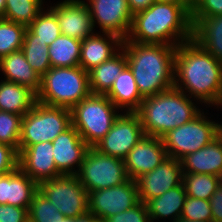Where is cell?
<instances>
[{
	"mask_svg": "<svg viewBox=\"0 0 222 222\" xmlns=\"http://www.w3.org/2000/svg\"><path fill=\"white\" fill-rule=\"evenodd\" d=\"M174 87L206 108H222V63L193 39L181 43L175 52Z\"/></svg>",
	"mask_w": 222,
	"mask_h": 222,
	"instance_id": "obj_1",
	"label": "cell"
},
{
	"mask_svg": "<svg viewBox=\"0 0 222 222\" xmlns=\"http://www.w3.org/2000/svg\"><path fill=\"white\" fill-rule=\"evenodd\" d=\"M192 39L191 13L181 4L156 1L133 15L129 34L123 41L178 46Z\"/></svg>",
	"mask_w": 222,
	"mask_h": 222,
	"instance_id": "obj_2",
	"label": "cell"
},
{
	"mask_svg": "<svg viewBox=\"0 0 222 222\" xmlns=\"http://www.w3.org/2000/svg\"><path fill=\"white\" fill-rule=\"evenodd\" d=\"M122 48L143 98L174 87L176 46L123 41Z\"/></svg>",
	"mask_w": 222,
	"mask_h": 222,
	"instance_id": "obj_3",
	"label": "cell"
},
{
	"mask_svg": "<svg viewBox=\"0 0 222 222\" xmlns=\"http://www.w3.org/2000/svg\"><path fill=\"white\" fill-rule=\"evenodd\" d=\"M197 102L200 104L185 92L172 87L154 96L145 97L135 113L145 135L161 138L170 130L198 116L203 109H199Z\"/></svg>",
	"mask_w": 222,
	"mask_h": 222,
	"instance_id": "obj_4",
	"label": "cell"
},
{
	"mask_svg": "<svg viewBox=\"0 0 222 222\" xmlns=\"http://www.w3.org/2000/svg\"><path fill=\"white\" fill-rule=\"evenodd\" d=\"M91 94L88 72L80 66L51 67L42 77L37 102L72 109Z\"/></svg>",
	"mask_w": 222,
	"mask_h": 222,
	"instance_id": "obj_5",
	"label": "cell"
},
{
	"mask_svg": "<svg viewBox=\"0 0 222 222\" xmlns=\"http://www.w3.org/2000/svg\"><path fill=\"white\" fill-rule=\"evenodd\" d=\"M120 113L105 94L91 93L71 109L72 126L89 147H94Z\"/></svg>",
	"mask_w": 222,
	"mask_h": 222,
	"instance_id": "obj_6",
	"label": "cell"
},
{
	"mask_svg": "<svg viewBox=\"0 0 222 222\" xmlns=\"http://www.w3.org/2000/svg\"><path fill=\"white\" fill-rule=\"evenodd\" d=\"M71 125V109L36 102L22 118L20 148L52 142Z\"/></svg>",
	"mask_w": 222,
	"mask_h": 222,
	"instance_id": "obj_7",
	"label": "cell"
},
{
	"mask_svg": "<svg viewBox=\"0 0 222 222\" xmlns=\"http://www.w3.org/2000/svg\"><path fill=\"white\" fill-rule=\"evenodd\" d=\"M209 118L211 119L203 110L190 122L170 130L161 137L168 157L180 161L214 140L222 132V122Z\"/></svg>",
	"mask_w": 222,
	"mask_h": 222,
	"instance_id": "obj_8",
	"label": "cell"
},
{
	"mask_svg": "<svg viewBox=\"0 0 222 222\" xmlns=\"http://www.w3.org/2000/svg\"><path fill=\"white\" fill-rule=\"evenodd\" d=\"M76 176L88 192L111 188L129 179L124 160L102 154L94 147L88 148Z\"/></svg>",
	"mask_w": 222,
	"mask_h": 222,
	"instance_id": "obj_9",
	"label": "cell"
},
{
	"mask_svg": "<svg viewBox=\"0 0 222 222\" xmlns=\"http://www.w3.org/2000/svg\"><path fill=\"white\" fill-rule=\"evenodd\" d=\"M38 191L65 217L76 218L88 212V191L76 175H61L42 181Z\"/></svg>",
	"mask_w": 222,
	"mask_h": 222,
	"instance_id": "obj_10",
	"label": "cell"
},
{
	"mask_svg": "<svg viewBox=\"0 0 222 222\" xmlns=\"http://www.w3.org/2000/svg\"><path fill=\"white\" fill-rule=\"evenodd\" d=\"M144 136L138 115L135 112H121L109 132L94 148L102 154L124 160Z\"/></svg>",
	"mask_w": 222,
	"mask_h": 222,
	"instance_id": "obj_11",
	"label": "cell"
},
{
	"mask_svg": "<svg viewBox=\"0 0 222 222\" xmlns=\"http://www.w3.org/2000/svg\"><path fill=\"white\" fill-rule=\"evenodd\" d=\"M139 202L137 183L130 178L120 185L88 192V212L102 222L110 216L134 207Z\"/></svg>",
	"mask_w": 222,
	"mask_h": 222,
	"instance_id": "obj_12",
	"label": "cell"
},
{
	"mask_svg": "<svg viewBox=\"0 0 222 222\" xmlns=\"http://www.w3.org/2000/svg\"><path fill=\"white\" fill-rule=\"evenodd\" d=\"M93 27L101 33H112L125 40L129 34L132 17L128 0H86Z\"/></svg>",
	"mask_w": 222,
	"mask_h": 222,
	"instance_id": "obj_13",
	"label": "cell"
},
{
	"mask_svg": "<svg viewBox=\"0 0 222 222\" xmlns=\"http://www.w3.org/2000/svg\"><path fill=\"white\" fill-rule=\"evenodd\" d=\"M183 171L179 160L167 157L153 171L136 180L139 200L146 203L163 195L166 191L182 183Z\"/></svg>",
	"mask_w": 222,
	"mask_h": 222,
	"instance_id": "obj_14",
	"label": "cell"
},
{
	"mask_svg": "<svg viewBox=\"0 0 222 222\" xmlns=\"http://www.w3.org/2000/svg\"><path fill=\"white\" fill-rule=\"evenodd\" d=\"M48 8L56 14L62 35L83 40L95 33L85 0H63Z\"/></svg>",
	"mask_w": 222,
	"mask_h": 222,
	"instance_id": "obj_15",
	"label": "cell"
},
{
	"mask_svg": "<svg viewBox=\"0 0 222 222\" xmlns=\"http://www.w3.org/2000/svg\"><path fill=\"white\" fill-rule=\"evenodd\" d=\"M168 157L160 137L145 135L124 159L127 175L136 181L153 171Z\"/></svg>",
	"mask_w": 222,
	"mask_h": 222,
	"instance_id": "obj_16",
	"label": "cell"
},
{
	"mask_svg": "<svg viewBox=\"0 0 222 222\" xmlns=\"http://www.w3.org/2000/svg\"><path fill=\"white\" fill-rule=\"evenodd\" d=\"M18 167L37 184L63 175L56 167L52 142L19 148Z\"/></svg>",
	"mask_w": 222,
	"mask_h": 222,
	"instance_id": "obj_17",
	"label": "cell"
},
{
	"mask_svg": "<svg viewBox=\"0 0 222 222\" xmlns=\"http://www.w3.org/2000/svg\"><path fill=\"white\" fill-rule=\"evenodd\" d=\"M53 157L57 169L63 175H76L89 148L71 125L53 141Z\"/></svg>",
	"mask_w": 222,
	"mask_h": 222,
	"instance_id": "obj_18",
	"label": "cell"
},
{
	"mask_svg": "<svg viewBox=\"0 0 222 222\" xmlns=\"http://www.w3.org/2000/svg\"><path fill=\"white\" fill-rule=\"evenodd\" d=\"M123 39L112 33L98 31L81 41L79 66L90 71L114 56L122 48Z\"/></svg>",
	"mask_w": 222,
	"mask_h": 222,
	"instance_id": "obj_19",
	"label": "cell"
},
{
	"mask_svg": "<svg viewBox=\"0 0 222 222\" xmlns=\"http://www.w3.org/2000/svg\"><path fill=\"white\" fill-rule=\"evenodd\" d=\"M37 191L38 184L19 167L11 173L0 175V204L29 209Z\"/></svg>",
	"mask_w": 222,
	"mask_h": 222,
	"instance_id": "obj_20",
	"label": "cell"
},
{
	"mask_svg": "<svg viewBox=\"0 0 222 222\" xmlns=\"http://www.w3.org/2000/svg\"><path fill=\"white\" fill-rule=\"evenodd\" d=\"M183 173L210 174L222 178V132L205 147L180 160Z\"/></svg>",
	"mask_w": 222,
	"mask_h": 222,
	"instance_id": "obj_21",
	"label": "cell"
},
{
	"mask_svg": "<svg viewBox=\"0 0 222 222\" xmlns=\"http://www.w3.org/2000/svg\"><path fill=\"white\" fill-rule=\"evenodd\" d=\"M120 112H135L143 101L133 72L127 65L105 94Z\"/></svg>",
	"mask_w": 222,
	"mask_h": 222,
	"instance_id": "obj_22",
	"label": "cell"
},
{
	"mask_svg": "<svg viewBox=\"0 0 222 222\" xmlns=\"http://www.w3.org/2000/svg\"><path fill=\"white\" fill-rule=\"evenodd\" d=\"M0 71L4 80L29 87L37 93L41 86V77L35 72L21 50L12 52L0 59Z\"/></svg>",
	"mask_w": 222,
	"mask_h": 222,
	"instance_id": "obj_23",
	"label": "cell"
},
{
	"mask_svg": "<svg viewBox=\"0 0 222 222\" xmlns=\"http://www.w3.org/2000/svg\"><path fill=\"white\" fill-rule=\"evenodd\" d=\"M187 194L183 184L181 183L174 188L166 191L163 195L154 199L148 200L145 204L147 206L150 221H160L159 219H168L171 222L177 221L183 211V206Z\"/></svg>",
	"mask_w": 222,
	"mask_h": 222,
	"instance_id": "obj_24",
	"label": "cell"
},
{
	"mask_svg": "<svg viewBox=\"0 0 222 222\" xmlns=\"http://www.w3.org/2000/svg\"><path fill=\"white\" fill-rule=\"evenodd\" d=\"M127 65L128 60L126 54L124 49L121 48V50L110 59L88 71L91 93L106 94Z\"/></svg>",
	"mask_w": 222,
	"mask_h": 222,
	"instance_id": "obj_25",
	"label": "cell"
},
{
	"mask_svg": "<svg viewBox=\"0 0 222 222\" xmlns=\"http://www.w3.org/2000/svg\"><path fill=\"white\" fill-rule=\"evenodd\" d=\"M36 102V93L29 87L12 81H0V111L24 116Z\"/></svg>",
	"mask_w": 222,
	"mask_h": 222,
	"instance_id": "obj_26",
	"label": "cell"
},
{
	"mask_svg": "<svg viewBox=\"0 0 222 222\" xmlns=\"http://www.w3.org/2000/svg\"><path fill=\"white\" fill-rule=\"evenodd\" d=\"M193 40L222 63V15L201 19L193 27Z\"/></svg>",
	"mask_w": 222,
	"mask_h": 222,
	"instance_id": "obj_27",
	"label": "cell"
},
{
	"mask_svg": "<svg viewBox=\"0 0 222 222\" xmlns=\"http://www.w3.org/2000/svg\"><path fill=\"white\" fill-rule=\"evenodd\" d=\"M81 41L61 34L48 46L51 67L79 66Z\"/></svg>",
	"mask_w": 222,
	"mask_h": 222,
	"instance_id": "obj_28",
	"label": "cell"
},
{
	"mask_svg": "<svg viewBox=\"0 0 222 222\" xmlns=\"http://www.w3.org/2000/svg\"><path fill=\"white\" fill-rule=\"evenodd\" d=\"M31 68L42 77L50 68L49 47L27 27L21 48Z\"/></svg>",
	"mask_w": 222,
	"mask_h": 222,
	"instance_id": "obj_29",
	"label": "cell"
},
{
	"mask_svg": "<svg viewBox=\"0 0 222 222\" xmlns=\"http://www.w3.org/2000/svg\"><path fill=\"white\" fill-rule=\"evenodd\" d=\"M45 0H6L3 19L28 27L43 10Z\"/></svg>",
	"mask_w": 222,
	"mask_h": 222,
	"instance_id": "obj_30",
	"label": "cell"
},
{
	"mask_svg": "<svg viewBox=\"0 0 222 222\" xmlns=\"http://www.w3.org/2000/svg\"><path fill=\"white\" fill-rule=\"evenodd\" d=\"M222 178L210 174L183 173L182 184L187 196L210 200Z\"/></svg>",
	"mask_w": 222,
	"mask_h": 222,
	"instance_id": "obj_31",
	"label": "cell"
},
{
	"mask_svg": "<svg viewBox=\"0 0 222 222\" xmlns=\"http://www.w3.org/2000/svg\"><path fill=\"white\" fill-rule=\"evenodd\" d=\"M26 29L24 25L0 18V59L21 50Z\"/></svg>",
	"mask_w": 222,
	"mask_h": 222,
	"instance_id": "obj_32",
	"label": "cell"
},
{
	"mask_svg": "<svg viewBox=\"0 0 222 222\" xmlns=\"http://www.w3.org/2000/svg\"><path fill=\"white\" fill-rule=\"evenodd\" d=\"M28 28L38 40L45 42L48 46L61 35L56 14L48 7L38 14Z\"/></svg>",
	"mask_w": 222,
	"mask_h": 222,
	"instance_id": "obj_33",
	"label": "cell"
},
{
	"mask_svg": "<svg viewBox=\"0 0 222 222\" xmlns=\"http://www.w3.org/2000/svg\"><path fill=\"white\" fill-rule=\"evenodd\" d=\"M65 216L45 196L37 191L28 209L29 222H60Z\"/></svg>",
	"mask_w": 222,
	"mask_h": 222,
	"instance_id": "obj_34",
	"label": "cell"
},
{
	"mask_svg": "<svg viewBox=\"0 0 222 222\" xmlns=\"http://www.w3.org/2000/svg\"><path fill=\"white\" fill-rule=\"evenodd\" d=\"M22 118L23 116L12 112L0 111V143L13 147L18 153Z\"/></svg>",
	"mask_w": 222,
	"mask_h": 222,
	"instance_id": "obj_35",
	"label": "cell"
},
{
	"mask_svg": "<svg viewBox=\"0 0 222 222\" xmlns=\"http://www.w3.org/2000/svg\"><path fill=\"white\" fill-rule=\"evenodd\" d=\"M181 219L212 222L210 200L187 196L183 206Z\"/></svg>",
	"mask_w": 222,
	"mask_h": 222,
	"instance_id": "obj_36",
	"label": "cell"
},
{
	"mask_svg": "<svg viewBox=\"0 0 222 222\" xmlns=\"http://www.w3.org/2000/svg\"><path fill=\"white\" fill-rule=\"evenodd\" d=\"M222 15V0H193L191 23L194 27L201 19Z\"/></svg>",
	"mask_w": 222,
	"mask_h": 222,
	"instance_id": "obj_37",
	"label": "cell"
},
{
	"mask_svg": "<svg viewBox=\"0 0 222 222\" xmlns=\"http://www.w3.org/2000/svg\"><path fill=\"white\" fill-rule=\"evenodd\" d=\"M103 222H151L147 206L140 201L134 207L106 218Z\"/></svg>",
	"mask_w": 222,
	"mask_h": 222,
	"instance_id": "obj_38",
	"label": "cell"
},
{
	"mask_svg": "<svg viewBox=\"0 0 222 222\" xmlns=\"http://www.w3.org/2000/svg\"><path fill=\"white\" fill-rule=\"evenodd\" d=\"M18 156L13 147L0 143V175L11 173L18 168Z\"/></svg>",
	"mask_w": 222,
	"mask_h": 222,
	"instance_id": "obj_39",
	"label": "cell"
},
{
	"mask_svg": "<svg viewBox=\"0 0 222 222\" xmlns=\"http://www.w3.org/2000/svg\"><path fill=\"white\" fill-rule=\"evenodd\" d=\"M0 222H29L28 209L0 204Z\"/></svg>",
	"mask_w": 222,
	"mask_h": 222,
	"instance_id": "obj_40",
	"label": "cell"
},
{
	"mask_svg": "<svg viewBox=\"0 0 222 222\" xmlns=\"http://www.w3.org/2000/svg\"><path fill=\"white\" fill-rule=\"evenodd\" d=\"M212 222H222V181L210 198Z\"/></svg>",
	"mask_w": 222,
	"mask_h": 222,
	"instance_id": "obj_41",
	"label": "cell"
},
{
	"mask_svg": "<svg viewBox=\"0 0 222 222\" xmlns=\"http://www.w3.org/2000/svg\"><path fill=\"white\" fill-rule=\"evenodd\" d=\"M155 2L156 0H128V5L131 14L134 15L138 12L144 11Z\"/></svg>",
	"mask_w": 222,
	"mask_h": 222,
	"instance_id": "obj_42",
	"label": "cell"
},
{
	"mask_svg": "<svg viewBox=\"0 0 222 222\" xmlns=\"http://www.w3.org/2000/svg\"><path fill=\"white\" fill-rule=\"evenodd\" d=\"M73 222H102L94 214L87 212L85 215L73 218Z\"/></svg>",
	"mask_w": 222,
	"mask_h": 222,
	"instance_id": "obj_43",
	"label": "cell"
},
{
	"mask_svg": "<svg viewBox=\"0 0 222 222\" xmlns=\"http://www.w3.org/2000/svg\"><path fill=\"white\" fill-rule=\"evenodd\" d=\"M161 2H171L183 5L191 13V0H156Z\"/></svg>",
	"mask_w": 222,
	"mask_h": 222,
	"instance_id": "obj_44",
	"label": "cell"
},
{
	"mask_svg": "<svg viewBox=\"0 0 222 222\" xmlns=\"http://www.w3.org/2000/svg\"><path fill=\"white\" fill-rule=\"evenodd\" d=\"M5 3H6V0H0V18H2L4 15Z\"/></svg>",
	"mask_w": 222,
	"mask_h": 222,
	"instance_id": "obj_45",
	"label": "cell"
},
{
	"mask_svg": "<svg viewBox=\"0 0 222 222\" xmlns=\"http://www.w3.org/2000/svg\"><path fill=\"white\" fill-rule=\"evenodd\" d=\"M175 222H200V221H192V220H187V219H181L179 218L177 221ZM201 222H206V221H201Z\"/></svg>",
	"mask_w": 222,
	"mask_h": 222,
	"instance_id": "obj_46",
	"label": "cell"
},
{
	"mask_svg": "<svg viewBox=\"0 0 222 222\" xmlns=\"http://www.w3.org/2000/svg\"><path fill=\"white\" fill-rule=\"evenodd\" d=\"M60 222H73V218L65 217L62 221Z\"/></svg>",
	"mask_w": 222,
	"mask_h": 222,
	"instance_id": "obj_47",
	"label": "cell"
}]
</instances>
